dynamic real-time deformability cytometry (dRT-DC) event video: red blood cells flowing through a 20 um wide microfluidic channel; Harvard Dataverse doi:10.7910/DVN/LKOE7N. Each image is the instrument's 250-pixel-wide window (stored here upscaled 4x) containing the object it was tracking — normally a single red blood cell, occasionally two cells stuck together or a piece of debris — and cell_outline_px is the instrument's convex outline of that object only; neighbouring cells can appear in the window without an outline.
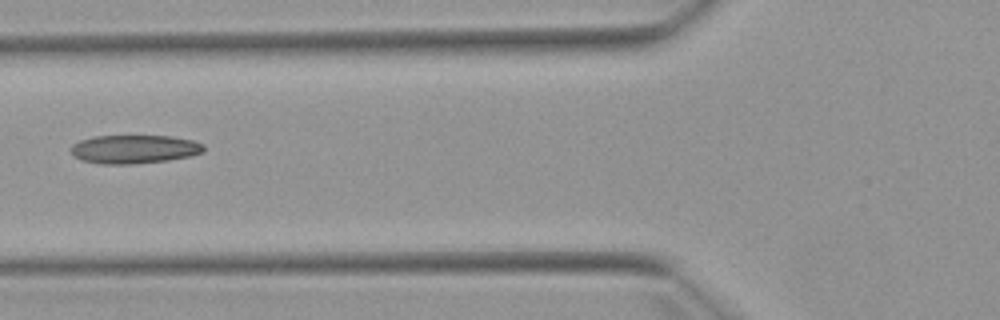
{"species": "Egyptian fruit bat (a non-hibernating species)", "species_latin": "Rousettus aegyptiacus", "temperature_condition": "warm", "stored_images_in_passage": 7, "camera_frame_rate_fps": 3000, "um_per_image_px": 0.085, "animal": {"sex": "female"}, "frame": {"image": 1, "passage_image": 7, "time_ms": 8.0, "image_size_px": [1000, 320], "cell_outline_px": [[204, 152], [192, 156], [168, 160], [132, 164], [100, 164], [80, 160], [72, 156], [68, 148], [72, 144], [80, 140], [92, 136], [172, 136], [192, 140], [204, 144]], "centroid_in_image_um": [11.37, 12.68], "position_along_channel_um": 114.4, "area_um2": 22.48}}